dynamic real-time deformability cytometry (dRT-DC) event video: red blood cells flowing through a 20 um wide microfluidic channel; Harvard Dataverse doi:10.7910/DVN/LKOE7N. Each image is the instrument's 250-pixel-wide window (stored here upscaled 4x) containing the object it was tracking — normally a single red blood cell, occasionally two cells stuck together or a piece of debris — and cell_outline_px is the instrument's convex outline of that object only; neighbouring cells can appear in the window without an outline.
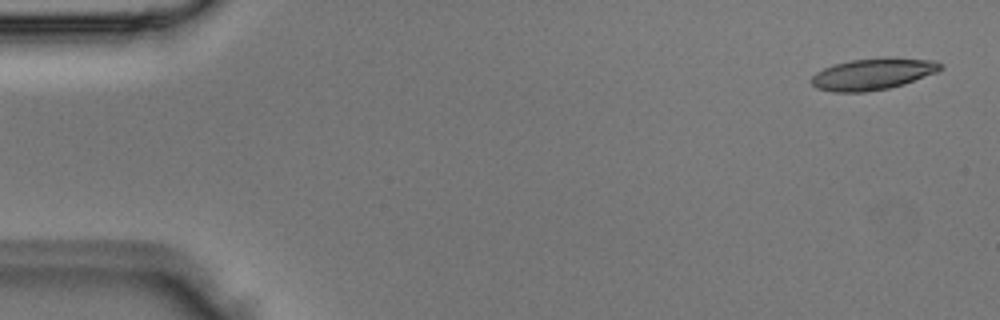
{"species": "Egyptian fruit bat (a non-hibernating species)", "species_latin": "Rousettus aegyptiacus", "temperature_condition": "room temperature", "stored_images_in_passage": 2, "segment_of_instrument_passage": [2, 2], "camera_frame_rate_fps": 3000, "um_per_image_px": 0.085, "animal": {"sex": "male"}, "frame": {"image": 1, "passage_image": 2, "time_ms": 0.333, "image_size_px": [1000, 320], "cell_outline_px": [[944, 68], [936, 72], [904, 84], [888, 88], [868, 92], [832, 92], [816, 88], [812, 84], [812, 76], [816, 72], [832, 64], [852, 60], [884, 56], [888, 56], [932, 60], [944, 64]], "centroid_in_image_um": [74.21, 6.27], "position_along_channel_um": 10.8, "area_um2": 24.04}}